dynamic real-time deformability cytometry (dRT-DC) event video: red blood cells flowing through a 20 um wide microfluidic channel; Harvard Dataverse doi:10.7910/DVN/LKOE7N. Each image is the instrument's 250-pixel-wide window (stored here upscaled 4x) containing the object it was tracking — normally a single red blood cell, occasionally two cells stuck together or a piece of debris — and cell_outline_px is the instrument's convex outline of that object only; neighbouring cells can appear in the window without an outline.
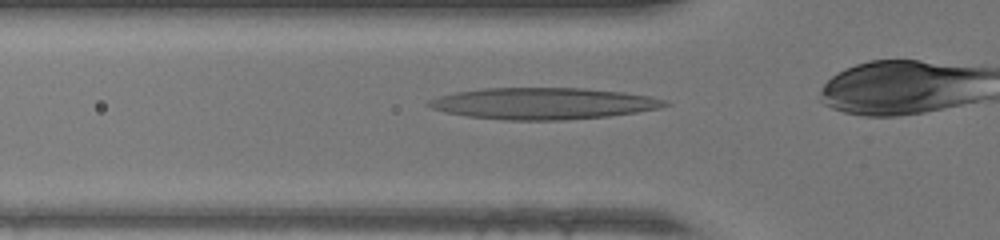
{"species": "human", "species_latin": "Homo sapiens", "temperature_condition": "warm", "stored_images_in_passage": 33, "camera_frame_rate_fps": 3000, "um_per_image_px": 0.085, "donor": {"sex": "female"}, "frame": {"image": 1, "passage_image": 11, "time_ms": 3.333, "image_size_px": [1000, 240], "cell_outline_px": [[672, 104], [660, 108], [636, 112], [608, 116], [564, 120], [504, 120], [468, 116], [448, 112], [432, 108], [424, 104], [428, 100], [440, 96], [456, 92], [484, 88], [584, 88], [624, 92], [652, 96], [668, 100]], "centroid_in_image_um": [46.23, 8.79], "position_along_channel_um": 79.6, "area_um2": 43.47}}
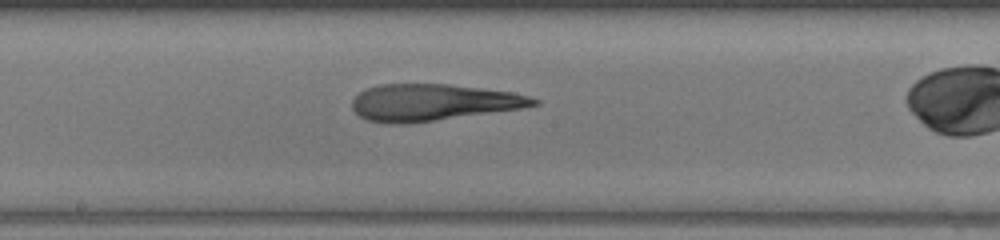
{"frame": {"image": 2, "passage_image": 20, "time_ms": 6.333, "image_size_px": [1000, 240], "cell_outline_px": [[540, 104], [520, 108], [408, 124], [388, 124], [368, 120], [360, 116], [352, 108], [352, 100], [364, 88], [380, 84], [448, 84], [512, 92], [528, 96], [540, 100]], "centroid_in_image_um": [36.75, 8.7], "position_along_channel_um": 211.4, "area_um2": 38.61}}
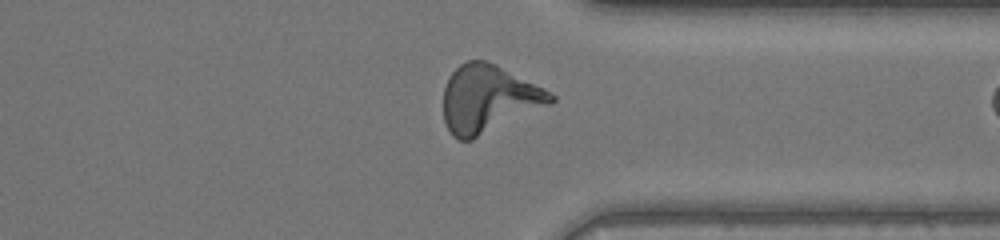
{"frame": {"image": 3, "passage_image": 31, "time_ms": 10.0, "image_size_px": [1000, 240], "cell_outline_px": [[556, 100], [552, 104], [472, 140], [456, 140], [452, 136], [444, 120], [444, 88], [448, 76], [460, 64], [468, 60], [484, 60], [496, 64], [544, 88], [556, 96]], "centroid_in_image_um": [41.52, 8.41], "position_along_channel_um": 369.9, "area_um2": 42.37}}